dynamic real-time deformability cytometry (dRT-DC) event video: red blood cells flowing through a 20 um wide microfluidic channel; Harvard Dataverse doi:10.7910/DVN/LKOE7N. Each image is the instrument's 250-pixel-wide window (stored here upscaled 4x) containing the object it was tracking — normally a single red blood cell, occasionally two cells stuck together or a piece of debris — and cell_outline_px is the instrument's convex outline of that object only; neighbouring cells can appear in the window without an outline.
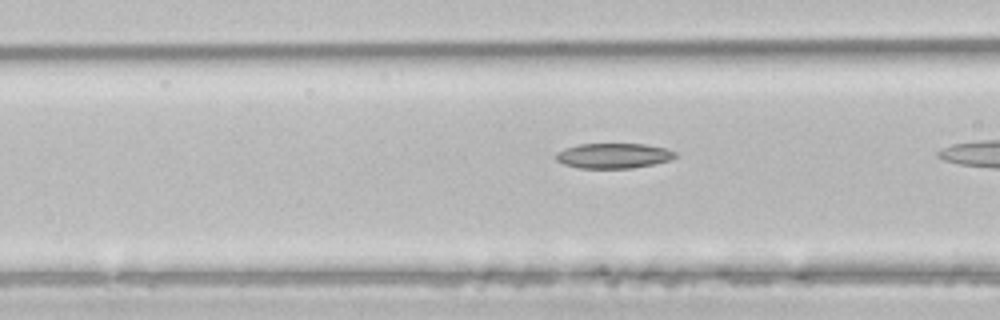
{"species": "common noctule bat (a hibernating species)", "species_latin": "Nyctalus noctula", "temperature_condition": "room temperature", "stored_images_in_passage": 31, "camera_frame_rate_fps": 3000, "um_per_image_px": 0.085, "animal": {"sex": "male", "body_mass_g": 21.5, "forearm_length_mm": 52.0}, "frame": {"image": 1, "passage_image": 12, "time_ms": 3.667, "image_size_px": [1000, 320], "cell_outline_px": [[676, 156], [672, 160], [632, 168], [580, 168], [564, 164], [556, 160], [556, 152], [580, 144], [644, 144], [668, 148], [676, 152]], "centroid_in_image_um": [52.19, 13.24], "position_along_channel_um": 114.4, "area_um2": 17.4}}
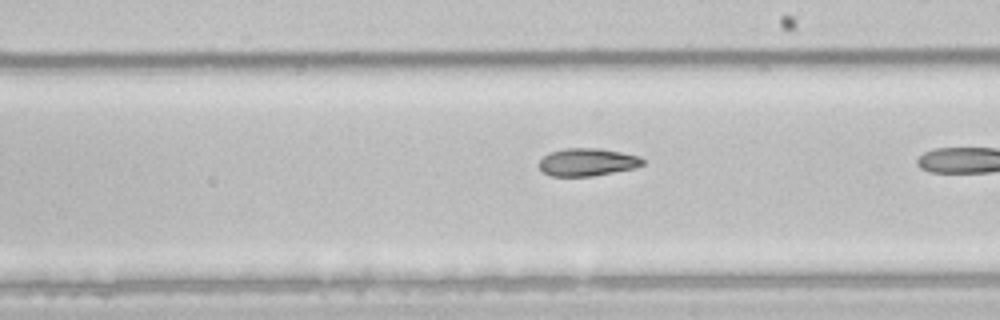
{"frame": {"image": 2, "passage_image": 21, "time_ms": 6.667, "image_size_px": [1000, 320], "cell_outline_px": [[644, 164], [636, 168], [592, 176], [552, 176], [544, 172], [536, 164], [548, 152], [564, 148], [600, 148], [640, 156], [644, 160]], "centroid_in_image_um": [49.91, 13.77], "position_along_channel_um": 239.1, "area_um2": 16.88}}
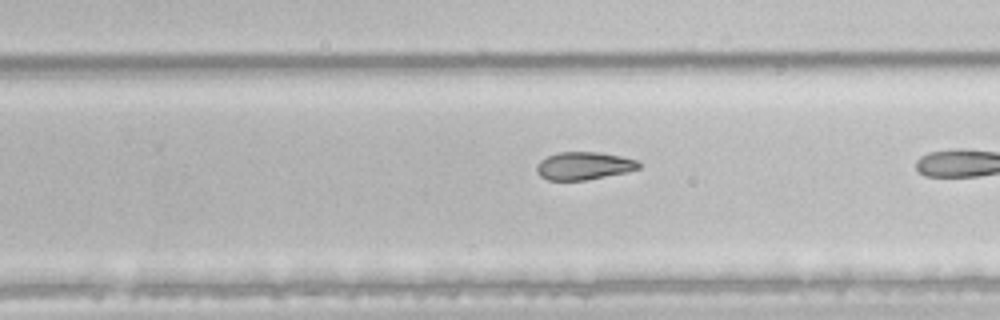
{"frame": {"image": 3, "passage_image": 24, "time_ms": 7.667, "image_size_px": [1000, 320], "cell_outline_px": [[640, 168], [624, 172], [584, 180], [548, 180], [540, 176], [536, 172], [536, 164], [540, 160], [556, 152], [596, 152], [620, 156], [636, 160], [640, 164]], "centroid_in_image_um": [49.56, 14.09], "position_along_channel_um": 280.2, "area_um2": 16.36}}